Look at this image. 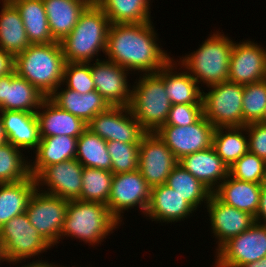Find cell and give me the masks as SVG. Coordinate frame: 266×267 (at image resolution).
I'll return each mask as SVG.
<instances>
[{
  "label": "cell",
  "mask_w": 266,
  "mask_h": 267,
  "mask_svg": "<svg viewBox=\"0 0 266 267\" xmlns=\"http://www.w3.org/2000/svg\"><path fill=\"white\" fill-rule=\"evenodd\" d=\"M154 29L152 21L110 24L105 58L133 75L157 73L172 57L160 46Z\"/></svg>",
  "instance_id": "6da1fadb"
},
{
  "label": "cell",
  "mask_w": 266,
  "mask_h": 267,
  "mask_svg": "<svg viewBox=\"0 0 266 267\" xmlns=\"http://www.w3.org/2000/svg\"><path fill=\"white\" fill-rule=\"evenodd\" d=\"M65 63L60 42L30 44L15 56V72L49 97L63 83Z\"/></svg>",
  "instance_id": "7a4b0ae2"
},
{
  "label": "cell",
  "mask_w": 266,
  "mask_h": 267,
  "mask_svg": "<svg viewBox=\"0 0 266 267\" xmlns=\"http://www.w3.org/2000/svg\"><path fill=\"white\" fill-rule=\"evenodd\" d=\"M109 26L108 17L98 5L87 7L74 29L60 42L65 62L100 60L99 53L106 52Z\"/></svg>",
  "instance_id": "3957f363"
},
{
  "label": "cell",
  "mask_w": 266,
  "mask_h": 267,
  "mask_svg": "<svg viewBox=\"0 0 266 267\" xmlns=\"http://www.w3.org/2000/svg\"><path fill=\"white\" fill-rule=\"evenodd\" d=\"M234 41L224 32L209 34L196 51L177 62L197 81L207 87L228 81L231 50Z\"/></svg>",
  "instance_id": "277c9868"
},
{
  "label": "cell",
  "mask_w": 266,
  "mask_h": 267,
  "mask_svg": "<svg viewBox=\"0 0 266 267\" xmlns=\"http://www.w3.org/2000/svg\"><path fill=\"white\" fill-rule=\"evenodd\" d=\"M120 223L110 214L108 206L97 202L81 200L68 201L67 214L60 235V241L66 237L78 239L84 244L94 246L105 241ZM65 236V237H64Z\"/></svg>",
  "instance_id": "5b68a950"
},
{
  "label": "cell",
  "mask_w": 266,
  "mask_h": 267,
  "mask_svg": "<svg viewBox=\"0 0 266 267\" xmlns=\"http://www.w3.org/2000/svg\"><path fill=\"white\" fill-rule=\"evenodd\" d=\"M135 81L129 108L148 133H155L165 124L172 106L164 81L156 73L141 74Z\"/></svg>",
  "instance_id": "8992f818"
},
{
  "label": "cell",
  "mask_w": 266,
  "mask_h": 267,
  "mask_svg": "<svg viewBox=\"0 0 266 267\" xmlns=\"http://www.w3.org/2000/svg\"><path fill=\"white\" fill-rule=\"evenodd\" d=\"M0 242L6 262L13 266L22 264L26 259H34L36 255L39 258V255L52 248L31 225L26 212L13 217L0 228Z\"/></svg>",
  "instance_id": "52a82bcc"
},
{
  "label": "cell",
  "mask_w": 266,
  "mask_h": 267,
  "mask_svg": "<svg viewBox=\"0 0 266 267\" xmlns=\"http://www.w3.org/2000/svg\"><path fill=\"white\" fill-rule=\"evenodd\" d=\"M202 90L203 115L215 127L243 126L244 85L221 82Z\"/></svg>",
  "instance_id": "ba28073f"
},
{
  "label": "cell",
  "mask_w": 266,
  "mask_h": 267,
  "mask_svg": "<svg viewBox=\"0 0 266 267\" xmlns=\"http://www.w3.org/2000/svg\"><path fill=\"white\" fill-rule=\"evenodd\" d=\"M68 200L35 189L26 214L32 226L52 246L60 243V235L67 214Z\"/></svg>",
  "instance_id": "9c48e42d"
},
{
  "label": "cell",
  "mask_w": 266,
  "mask_h": 267,
  "mask_svg": "<svg viewBox=\"0 0 266 267\" xmlns=\"http://www.w3.org/2000/svg\"><path fill=\"white\" fill-rule=\"evenodd\" d=\"M150 194L151 187L139 170L114 174L107 203L109 212L120 224L123 223V214L128 209L140 208L144 216Z\"/></svg>",
  "instance_id": "30bf717a"
},
{
  "label": "cell",
  "mask_w": 266,
  "mask_h": 267,
  "mask_svg": "<svg viewBox=\"0 0 266 267\" xmlns=\"http://www.w3.org/2000/svg\"><path fill=\"white\" fill-rule=\"evenodd\" d=\"M266 257V225L255 222L216 252L213 267H240Z\"/></svg>",
  "instance_id": "8fae6325"
},
{
  "label": "cell",
  "mask_w": 266,
  "mask_h": 267,
  "mask_svg": "<svg viewBox=\"0 0 266 267\" xmlns=\"http://www.w3.org/2000/svg\"><path fill=\"white\" fill-rule=\"evenodd\" d=\"M214 130L215 127L203 115L192 125H162L155 133L180 160L186 155L211 147Z\"/></svg>",
  "instance_id": "7c38bea8"
},
{
  "label": "cell",
  "mask_w": 266,
  "mask_h": 267,
  "mask_svg": "<svg viewBox=\"0 0 266 267\" xmlns=\"http://www.w3.org/2000/svg\"><path fill=\"white\" fill-rule=\"evenodd\" d=\"M178 161L156 133H147L142 138L139 144L138 170L151 188L165 184Z\"/></svg>",
  "instance_id": "4fadbf2b"
},
{
  "label": "cell",
  "mask_w": 266,
  "mask_h": 267,
  "mask_svg": "<svg viewBox=\"0 0 266 267\" xmlns=\"http://www.w3.org/2000/svg\"><path fill=\"white\" fill-rule=\"evenodd\" d=\"M83 169L77 159L47 166L35 177L36 188L68 201L78 200L81 195Z\"/></svg>",
  "instance_id": "5bb4252c"
},
{
  "label": "cell",
  "mask_w": 266,
  "mask_h": 267,
  "mask_svg": "<svg viewBox=\"0 0 266 267\" xmlns=\"http://www.w3.org/2000/svg\"><path fill=\"white\" fill-rule=\"evenodd\" d=\"M94 62H90V70L95 90L110 106H129L132 85L127 76L133 73L105 58Z\"/></svg>",
  "instance_id": "9a60e30c"
},
{
  "label": "cell",
  "mask_w": 266,
  "mask_h": 267,
  "mask_svg": "<svg viewBox=\"0 0 266 267\" xmlns=\"http://www.w3.org/2000/svg\"><path fill=\"white\" fill-rule=\"evenodd\" d=\"M234 41L228 81L247 85L266 79V48L248 39Z\"/></svg>",
  "instance_id": "2e32d148"
},
{
  "label": "cell",
  "mask_w": 266,
  "mask_h": 267,
  "mask_svg": "<svg viewBox=\"0 0 266 267\" xmlns=\"http://www.w3.org/2000/svg\"><path fill=\"white\" fill-rule=\"evenodd\" d=\"M211 232L216 238L217 251L229 239L238 236L255 223L250 213L224 204L213 193L206 203Z\"/></svg>",
  "instance_id": "e0dca14e"
},
{
  "label": "cell",
  "mask_w": 266,
  "mask_h": 267,
  "mask_svg": "<svg viewBox=\"0 0 266 267\" xmlns=\"http://www.w3.org/2000/svg\"><path fill=\"white\" fill-rule=\"evenodd\" d=\"M40 137L66 135L78 138L87 124L56 105L49 97H45L36 112Z\"/></svg>",
  "instance_id": "ac0fdd59"
},
{
  "label": "cell",
  "mask_w": 266,
  "mask_h": 267,
  "mask_svg": "<svg viewBox=\"0 0 266 267\" xmlns=\"http://www.w3.org/2000/svg\"><path fill=\"white\" fill-rule=\"evenodd\" d=\"M44 98L45 96L16 72L0 77V111L36 113Z\"/></svg>",
  "instance_id": "d6986e66"
},
{
  "label": "cell",
  "mask_w": 266,
  "mask_h": 267,
  "mask_svg": "<svg viewBox=\"0 0 266 267\" xmlns=\"http://www.w3.org/2000/svg\"><path fill=\"white\" fill-rule=\"evenodd\" d=\"M194 209L176 191L166 184L151 188L145 216L159 223H177L190 217Z\"/></svg>",
  "instance_id": "ffe728a7"
},
{
  "label": "cell",
  "mask_w": 266,
  "mask_h": 267,
  "mask_svg": "<svg viewBox=\"0 0 266 267\" xmlns=\"http://www.w3.org/2000/svg\"><path fill=\"white\" fill-rule=\"evenodd\" d=\"M172 58L156 74L164 81V86L171 104H202V88L197 81ZM180 66L178 69L177 67ZM182 68L184 71H182ZM177 70V71H175ZM178 70H181L179 72Z\"/></svg>",
  "instance_id": "44dd1931"
},
{
  "label": "cell",
  "mask_w": 266,
  "mask_h": 267,
  "mask_svg": "<svg viewBox=\"0 0 266 267\" xmlns=\"http://www.w3.org/2000/svg\"><path fill=\"white\" fill-rule=\"evenodd\" d=\"M178 164L203 183L212 193L229 174V167L217 155L213 146L182 157Z\"/></svg>",
  "instance_id": "7402d4cb"
},
{
  "label": "cell",
  "mask_w": 266,
  "mask_h": 267,
  "mask_svg": "<svg viewBox=\"0 0 266 267\" xmlns=\"http://www.w3.org/2000/svg\"><path fill=\"white\" fill-rule=\"evenodd\" d=\"M0 115L7 143L34 152L41 140L36 113L6 110L0 111Z\"/></svg>",
  "instance_id": "603a6c76"
},
{
  "label": "cell",
  "mask_w": 266,
  "mask_h": 267,
  "mask_svg": "<svg viewBox=\"0 0 266 267\" xmlns=\"http://www.w3.org/2000/svg\"><path fill=\"white\" fill-rule=\"evenodd\" d=\"M49 98L61 109L82 119L86 124H88L95 115L105 112L110 107L96 90L82 95L74 90L68 89L63 83Z\"/></svg>",
  "instance_id": "cb8c5ba5"
},
{
  "label": "cell",
  "mask_w": 266,
  "mask_h": 267,
  "mask_svg": "<svg viewBox=\"0 0 266 267\" xmlns=\"http://www.w3.org/2000/svg\"><path fill=\"white\" fill-rule=\"evenodd\" d=\"M77 140L78 138L66 135L41 137L33 152L35 159H29L30 175L35 178L47 166L75 159Z\"/></svg>",
  "instance_id": "d4e9b609"
},
{
  "label": "cell",
  "mask_w": 266,
  "mask_h": 267,
  "mask_svg": "<svg viewBox=\"0 0 266 267\" xmlns=\"http://www.w3.org/2000/svg\"><path fill=\"white\" fill-rule=\"evenodd\" d=\"M262 184L241 181L228 174L213 194L224 204L255 217L260 202Z\"/></svg>",
  "instance_id": "484cf974"
},
{
  "label": "cell",
  "mask_w": 266,
  "mask_h": 267,
  "mask_svg": "<svg viewBox=\"0 0 266 267\" xmlns=\"http://www.w3.org/2000/svg\"><path fill=\"white\" fill-rule=\"evenodd\" d=\"M53 39L61 42L75 27L88 7L78 0H43Z\"/></svg>",
  "instance_id": "4316f807"
},
{
  "label": "cell",
  "mask_w": 266,
  "mask_h": 267,
  "mask_svg": "<svg viewBox=\"0 0 266 267\" xmlns=\"http://www.w3.org/2000/svg\"><path fill=\"white\" fill-rule=\"evenodd\" d=\"M0 11V48L16 56L30 42L19 10L12 2L2 3Z\"/></svg>",
  "instance_id": "83f0119b"
},
{
  "label": "cell",
  "mask_w": 266,
  "mask_h": 267,
  "mask_svg": "<svg viewBox=\"0 0 266 267\" xmlns=\"http://www.w3.org/2000/svg\"><path fill=\"white\" fill-rule=\"evenodd\" d=\"M35 189L36 181L31 175L20 182L0 184V228L13 217L25 213Z\"/></svg>",
  "instance_id": "f1b7e54d"
},
{
  "label": "cell",
  "mask_w": 266,
  "mask_h": 267,
  "mask_svg": "<svg viewBox=\"0 0 266 267\" xmlns=\"http://www.w3.org/2000/svg\"><path fill=\"white\" fill-rule=\"evenodd\" d=\"M19 10L30 44H50L53 39L43 0H14Z\"/></svg>",
  "instance_id": "f546056e"
},
{
  "label": "cell",
  "mask_w": 266,
  "mask_h": 267,
  "mask_svg": "<svg viewBox=\"0 0 266 267\" xmlns=\"http://www.w3.org/2000/svg\"><path fill=\"white\" fill-rule=\"evenodd\" d=\"M212 146L222 161L230 167L249 151L246 127L215 128Z\"/></svg>",
  "instance_id": "4dcf8cb0"
},
{
  "label": "cell",
  "mask_w": 266,
  "mask_h": 267,
  "mask_svg": "<svg viewBox=\"0 0 266 267\" xmlns=\"http://www.w3.org/2000/svg\"><path fill=\"white\" fill-rule=\"evenodd\" d=\"M151 0H99L110 24L146 23L151 20Z\"/></svg>",
  "instance_id": "1f68e13d"
},
{
  "label": "cell",
  "mask_w": 266,
  "mask_h": 267,
  "mask_svg": "<svg viewBox=\"0 0 266 267\" xmlns=\"http://www.w3.org/2000/svg\"><path fill=\"white\" fill-rule=\"evenodd\" d=\"M174 189L195 210L200 208L203 202H208L212 192L190 172L178 164L169 174L165 183Z\"/></svg>",
  "instance_id": "d6a6232c"
},
{
  "label": "cell",
  "mask_w": 266,
  "mask_h": 267,
  "mask_svg": "<svg viewBox=\"0 0 266 267\" xmlns=\"http://www.w3.org/2000/svg\"><path fill=\"white\" fill-rule=\"evenodd\" d=\"M83 167L111 171L112 160L107 141L88 128L78 137L76 157Z\"/></svg>",
  "instance_id": "836d02e7"
},
{
  "label": "cell",
  "mask_w": 266,
  "mask_h": 267,
  "mask_svg": "<svg viewBox=\"0 0 266 267\" xmlns=\"http://www.w3.org/2000/svg\"><path fill=\"white\" fill-rule=\"evenodd\" d=\"M113 176L112 171L84 167L81 195L78 200L107 205Z\"/></svg>",
  "instance_id": "e575fe53"
},
{
  "label": "cell",
  "mask_w": 266,
  "mask_h": 267,
  "mask_svg": "<svg viewBox=\"0 0 266 267\" xmlns=\"http://www.w3.org/2000/svg\"><path fill=\"white\" fill-rule=\"evenodd\" d=\"M22 152L11 143L0 146V184L20 182L30 176L29 159Z\"/></svg>",
  "instance_id": "d590c367"
},
{
  "label": "cell",
  "mask_w": 266,
  "mask_h": 267,
  "mask_svg": "<svg viewBox=\"0 0 266 267\" xmlns=\"http://www.w3.org/2000/svg\"><path fill=\"white\" fill-rule=\"evenodd\" d=\"M266 109V79L244 85L243 126L258 122Z\"/></svg>",
  "instance_id": "8d00e7d4"
},
{
  "label": "cell",
  "mask_w": 266,
  "mask_h": 267,
  "mask_svg": "<svg viewBox=\"0 0 266 267\" xmlns=\"http://www.w3.org/2000/svg\"><path fill=\"white\" fill-rule=\"evenodd\" d=\"M147 133L133 116L129 106H115L114 141L140 144Z\"/></svg>",
  "instance_id": "74e56055"
},
{
  "label": "cell",
  "mask_w": 266,
  "mask_h": 267,
  "mask_svg": "<svg viewBox=\"0 0 266 267\" xmlns=\"http://www.w3.org/2000/svg\"><path fill=\"white\" fill-rule=\"evenodd\" d=\"M107 150L112 160L113 174L138 170L139 144L108 141Z\"/></svg>",
  "instance_id": "f35d334b"
},
{
  "label": "cell",
  "mask_w": 266,
  "mask_h": 267,
  "mask_svg": "<svg viewBox=\"0 0 266 267\" xmlns=\"http://www.w3.org/2000/svg\"><path fill=\"white\" fill-rule=\"evenodd\" d=\"M228 169L229 175L235 179L262 184L266 171V161L248 151Z\"/></svg>",
  "instance_id": "ab89813d"
},
{
  "label": "cell",
  "mask_w": 266,
  "mask_h": 267,
  "mask_svg": "<svg viewBox=\"0 0 266 267\" xmlns=\"http://www.w3.org/2000/svg\"><path fill=\"white\" fill-rule=\"evenodd\" d=\"M63 84L71 90L85 94L95 90L92 79L90 63L69 62L65 63Z\"/></svg>",
  "instance_id": "60d3db41"
},
{
  "label": "cell",
  "mask_w": 266,
  "mask_h": 267,
  "mask_svg": "<svg viewBox=\"0 0 266 267\" xmlns=\"http://www.w3.org/2000/svg\"><path fill=\"white\" fill-rule=\"evenodd\" d=\"M203 116V105L173 104L164 125L189 126Z\"/></svg>",
  "instance_id": "b9f144b4"
},
{
  "label": "cell",
  "mask_w": 266,
  "mask_h": 267,
  "mask_svg": "<svg viewBox=\"0 0 266 267\" xmlns=\"http://www.w3.org/2000/svg\"><path fill=\"white\" fill-rule=\"evenodd\" d=\"M87 128L107 142L114 141L115 106H110L105 112L95 115L87 124Z\"/></svg>",
  "instance_id": "7bdbcfd3"
},
{
  "label": "cell",
  "mask_w": 266,
  "mask_h": 267,
  "mask_svg": "<svg viewBox=\"0 0 266 267\" xmlns=\"http://www.w3.org/2000/svg\"><path fill=\"white\" fill-rule=\"evenodd\" d=\"M249 152L266 161V126L257 122L246 126Z\"/></svg>",
  "instance_id": "ee69618b"
},
{
  "label": "cell",
  "mask_w": 266,
  "mask_h": 267,
  "mask_svg": "<svg viewBox=\"0 0 266 267\" xmlns=\"http://www.w3.org/2000/svg\"><path fill=\"white\" fill-rule=\"evenodd\" d=\"M15 72V56L0 48V77Z\"/></svg>",
  "instance_id": "f6af8a7d"
},
{
  "label": "cell",
  "mask_w": 266,
  "mask_h": 267,
  "mask_svg": "<svg viewBox=\"0 0 266 267\" xmlns=\"http://www.w3.org/2000/svg\"><path fill=\"white\" fill-rule=\"evenodd\" d=\"M255 222L266 225V187L262 185L259 208L255 215Z\"/></svg>",
  "instance_id": "bcb514c9"
},
{
  "label": "cell",
  "mask_w": 266,
  "mask_h": 267,
  "mask_svg": "<svg viewBox=\"0 0 266 267\" xmlns=\"http://www.w3.org/2000/svg\"><path fill=\"white\" fill-rule=\"evenodd\" d=\"M20 267V266H19ZM21 267H60L58 264L54 263H49L48 261H44L40 259H37L36 261H32L30 263L25 264L24 266L22 265Z\"/></svg>",
  "instance_id": "7dc6e473"
},
{
  "label": "cell",
  "mask_w": 266,
  "mask_h": 267,
  "mask_svg": "<svg viewBox=\"0 0 266 267\" xmlns=\"http://www.w3.org/2000/svg\"><path fill=\"white\" fill-rule=\"evenodd\" d=\"M240 267H266V257H263L261 260L242 265Z\"/></svg>",
  "instance_id": "c3c4849f"
},
{
  "label": "cell",
  "mask_w": 266,
  "mask_h": 267,
  "mask_svg": "<svg viewBox=\"0 0 266 267\" xmlns=\"http://www.w3.org/2000/svg\"><path fill=\"white\" fill-rule=\"evenodd\" d=\"M6 142H7V138H6V135L4 133L3 121H2V117L0 115V146L5 144Z\"/></svg>",
  "instance_id": "681fc988"
},
{
  "label": "cell",
  "mask_w": 266,
  "mask_h": 267,
  "mask_svg": "<svg viewBox=\"0 0 266 267\" xmlns=\"http://www.w3.org/2000/svg\"><path fill=\"white\" fill-rule=\"evenodd\" d=\"M78 1L84 3L88 7L96 6L99 4V0H78Z\"/></svg>",
  "instance_id": "f907efd6"
},
{
  "label": "cell",
  "mask_w": 266,
  "mask_h": 267,
  "mask_svg": "<svg viewBox=\"0 0 266 267\" xmlns=\"http://www.w3.org/2000/svg\"><path fill=\"white\" fill-rule=\"evenodd\" d=\"M6 262V258L4 256V252H3V247H2V243L0 242V263L2 262ZM1 265V264H0Z\"/></svg>",
  "instance_id": "816d5d0a"
},
{
  "label": "cell",
  "mask_w": 266,
  "mask_h": 267,
  "mask_svg": "<svg viewBox=\"0 0 266 267\" xmlns=\"http://www.w3.org/2000/svg\"><path fill=\"white\" fill-rule=\"evenodd\" d=\"M257 123L263 126H266V109H265V112L263 113V116L260 118V120Z\"/></svg>",
  "instance_id": "f5cc1de1"
},
{
  "label": "cell",
  "mask_w": 266,
  "mask_h": 267,
  "mask_svg": "<svg viewBox=\"0 0 266 267\" xmlns=\"http://www.w3.org/2000/svg\"><path fill=\"white\" fill-rule=\"evenodd\" d=\"M262 185L266 187V171H265L264 180H263Z\"/></svg>",
  "instance_id": "db71d44e"
},
{
  "label": "cell",
  "mask_w": 266,
  "mask_h": 267,
  "mask_svg": "<svg viewBox=\"0 0 266 267\" xmlns=\"http://www.w3.org/2000/svg\"><path fill=\"white\" fill-rule=\"evenodd\" d=\"M2 3L13 2L14 0H0Z\"/></svg>",
  "instance_id": "11a10c76"
}]
</instances>
